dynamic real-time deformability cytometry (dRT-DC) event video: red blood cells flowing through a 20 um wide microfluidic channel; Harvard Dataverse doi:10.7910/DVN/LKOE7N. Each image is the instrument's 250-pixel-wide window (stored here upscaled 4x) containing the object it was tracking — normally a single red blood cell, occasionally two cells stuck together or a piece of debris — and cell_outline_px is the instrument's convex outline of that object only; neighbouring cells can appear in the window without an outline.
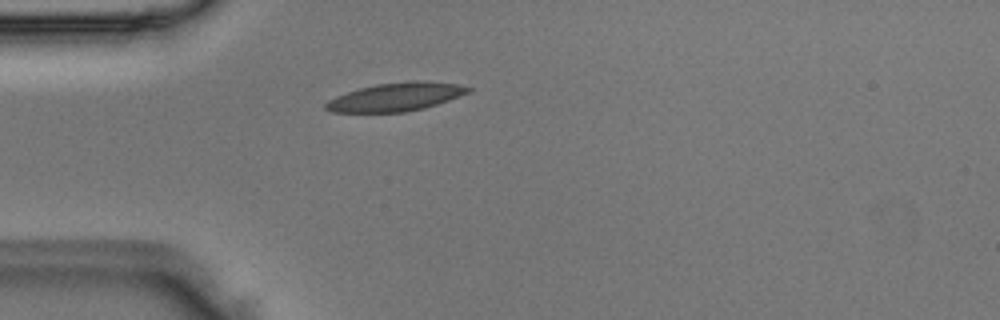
{"species": "Egyptian fruit bat (a non-hibernating species)", "species_latin": "Rousettus aegyptiacus", "temperature_condition": "room temperature", "stored_images_in_passage": 2, "camera_frame_rate_fps": 3000, "um_per_image_px": 0.085, "animal": {"sex": "male"}, "frame": {"image": 1, "passage_image": 2, "time_ms": 0.333, "image_size_px": [1000, 320], "cell_outline_px": [[472, 88], [468, 92], [448, 100], [424, 108], [404, 112], [332, 112], [324, 108], [324, 104], [328, 100], [336, 96], [360, 88], [376, 84], [416, 80], [456, 84]], "centroid_in_image_um": [33.6, 8.24], "position_along_channel_um": 51.4, "area_um2": 23.18}}